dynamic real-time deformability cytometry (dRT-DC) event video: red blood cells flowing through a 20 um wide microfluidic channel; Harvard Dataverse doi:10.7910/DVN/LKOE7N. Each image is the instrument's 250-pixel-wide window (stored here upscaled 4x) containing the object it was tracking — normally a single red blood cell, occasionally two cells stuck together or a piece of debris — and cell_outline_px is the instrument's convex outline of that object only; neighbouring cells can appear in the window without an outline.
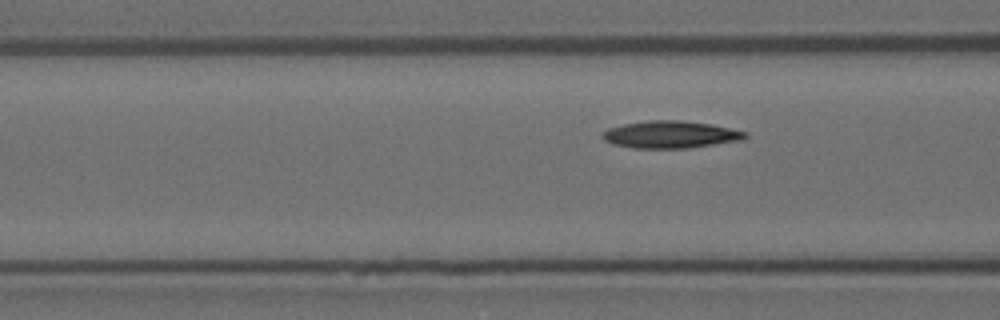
{"species": "Egyptian fruit bat (a non-hibernating species)", "species_latin": "Rousettus aegyptiacus", "temperature_condition": "room temperature", "stored_images_in_passage": 4, "segment_of_instrument_passage": [2, 2], "camera_frame_rate_fps": 3000, "um_per_image_px": 0.085, "animal": {"sex": "female"}, "frame": {"image": 1, "passage_image": 4, "time_ms": 1.0, "image_size_px": [1000, 320], "cell_outline_px": [[748, 136], [744, 140], [688, 148], [632, 148], [612, 144], [604, 140], [600, 136], [600, 132], [608, 128], [624, 124], [648, 120], [680, 120], [712, 124], [748, 132]], "centroid_in_image_um": [56.98, 11.43], "position_along_channel_um": 109.6, "area_um2": 22.95}}